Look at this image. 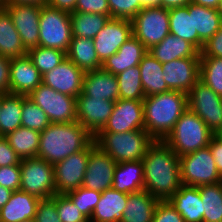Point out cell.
I'll return each instance as SVG.
<instances>
[{
    "instance_id": "obj_1",
    "label": "cell",
    "mask_w": 222,
    "mask_h": 222,
    "mask_svg": "<svg viewBox=\"0 0 222 222\" xmlns=\"http://www.w3.org/2000/svg\"><path fill=\"white\" fill-rule=\"evenodd\" d=\"M144 190L159 200H168L181 187L180 158L163 141H155L142 160Z\"/></svg>"
},
{
    "instance_id": "obj_2",
    "label": "cell",
    "mask_w": 222,
    "mask_h": 222,
    "mask_svg": "<svg viewBox=\"0 0 222 222\" xmlns=\"http://www.w3.org/2000/svg\"><path fill=\"white\" fill-rule=\"evenodd\" d=\"M95 137L80 123H51L40 132L37 157L48 163H55L66 159L87 148Z\"/></svg>"
},
{
    "instance_id": "obj_3",
    "label": "cell",
    "mask_w": 222,
    "mask_h": 222,
    "mask_svg": "<svg viewBox=\"0 0 222 222\" xmlns=\"http://www.w3.org/2000/svg\"><path fill=\"white\" fill-rule=\"evenodd\" d=\"M187 109V94L181 91L170 90L145 97V130L155 141H163Z\"/></svg>"
},
{
    "instance_id": "obj_4",
    "label": "cell",
    "mask_w": 222,
    "mask_h": 222,
    "mask_svg": "<svg viewBox=\"0 0 222 222\" xmlns=\"http://www.w3.org/2000/svg\"><path fill=\"white\" fill-rule=\"evenodd\" d=\"M213 135L206 123L187 109L163 142L180 157L207 147Z\"/></svg>"
},
{
    "instance_id": "obj_5",
    "label": "cell",
    "mask_w": 222,
    "mask_h": 222,
    "mask_svg": "<svg viewBox=\"0 0 222 222\" xmlns=\"http://www.w3.org/2000/svg\"><path fill=\"white\" fill-rule=\"evenodd\" d=\"M96 145L117 163L142 161L147 149L155 142L145 129L124 133H98Z\"/></svg>"
},
{
    "instance_id": "obj_6",
    "label": "cell",
    "mask_w": 222,
    "mask_h": 222,
    "mask_svg": "<svg viewBox=\"0 0 222 222\" xmlns=\"http://www.w3.org/2000/svg\"><path fill=\"white\" fill-rule=\"evenodd\" d=\"M39 28V46L67 53L73 37L69 13L48 5L42 6Z\"/></svg>"
},
{
    "instance_id": "obj_7",
    "label": "cell",
    "mask_w": 222,
    "mask_h": 222,
    "mask_svg": "<svg viewBox=\"0 0 222 222\" xmlns=\"http://www.w3.org/2000/svg\"><path fill=\"white\" fill-rule=\"evenodd\" d=\"M133 36L148 50L162 42L170 33L168 9L143 7L131 20Z\"/></svg>"
},
{
    "instance_id": "obj_8",
    "label": "cell",
    "mask_w": 222,
    "mask_h": 222,
    "mask_svg": "<svg viewBox=\"0 0 222 222\" xmlns=\"http://www.w3.org/2000/svg\"><path fill=\"white\" fill-rule=\"evenodd\" d=\"M20 190L37 198L48 199L56 194L54 166L39 157L21 159Z\"/></svg>"
},
{
    "instance_id": "obj_9",
    "label": "cell",
    "mask_w": 222,
    "mask_h": 222,
    "mask_svg": "<svg viewBox=\"0 0 222 222\" xmlns=\"http://www.w3.org/2000/svg\"><path fill=\"white\" fill-rule=\"evenodd\" d=\"M180 178L183 185L199 187L221 182L209 146L180 156Z\"/></svg>"
},
{
    "instance_id": "obj_10",
    "label": "cell",
    "mask_w": 222,
    "mask_h": 222,
    "mask_svg": "<svg viewBox=\"0 0 222 222\" xmlns=\"http://www.w3.org/2000/svg\"><path fill=\"white\" fill-rule=\"evenodd\" d=\"M46 114L51 123H71L77 121L76 98L56 92L41 83L28 96Z\"/></svg>"
},
{
    "instance_id": "obj_11",
    "label": "cell",
    "mask_w": 222,
    "mask_h": 222,
    "mask_svg": "<svg viewBox=\"0 0 222 222\" xmlns=\"http://www.w3.org/2000/svg\"><path fill=\"white\" fill-rule=\"evenodd\" d=\"M188 109L197 114L216 134L222 127V96L200 80L187 94Z\"/></svg>"
},
{
    "instance_id": "obj_12",
    "label": "cell",
    "mask_w": 222,
    "mask_h": 222,
    "mask_svg": "<svg viewBox=\"0 0 222 222\" xmlns=\"http://www.w3.org/2000/svg\"><path fill=\"white\" fill-rule=\"evenodd\" d=\"M95 140L84 150L71 154L66 159L55 163L54 184L56 194H66L82 187L90 152L96 147Z\"/></svg>"
},
{
    "instance_id": "obj_13",
    "label": "cell",
    "mask_w": 222,
    "mask_h": 222,
    "mask_svg": "<svg viewBox=\"0 0 222 222\" xmlns=\"http://www.w3.org/2000/svg\"><path fill=\"white\" fill-rule=\"evenodd\" d=\"M41 7L33 4L3 5L10 15L25 49L39 46Z\"/></svg>"
},
{
    "instance_id": "obj_14",
    "label": "cell",
    "mask_w": 222,
    "mask_h": 222,
    "mask_svg": "<svg viewBox=\"0 0 222 222\" xmlns=\"http://www.w3.org/2000/svg\"><path fill=\"white\" fill-rule=\"evenodd\" d=\"M145 129L143 101L118 99L107 124L99 133H124Z\"/></svg>"
},
{
    "instance_id": "obj_15",
    "label": "cell",
    "mask_w": 222,
    "mask_h": 222,
    "mask_svg": "<svg viewBox=\"0 0 222 222\" xmlns=\"http://www.w3.org/2000/svg\"><path fill=\"white\" fill-rule=\"evenodd\" d=\"M133 36L129 19L110 18L104 28L93 38L94 47L101 63L116 54L120 46Z\"/></svg>"
},
{
    "instance_id": "obj_16",
    "label": "cell",
    "mask_w": 222,
    "mask_h": 222,
    "mask_svg": "<svg viewBox=\"0 0 222 222\" xmlns=\"http://www.w3.org/2000/svg\"><path fill=\"white\" fill-rule=\"evenodd\" d=\"M114 104V101L93 99L81 92L76 98L77 122L95 137L107 124Z\"/></svg>"
},
{
    "instance_id": "obj_17",
    "label": "cell",
    "mask_w": 222,
    "mask_h": 222,
    "mask_svg": "<svg viewBox=\"0 0 222 222\" xmlns=\"http://www.w3.org/2000/svg\"><path fill=\"white\" fill-rule=\"evenodd\" d=\"M163 78L170 90L188 94L200 80V57H187L162 63Z\"/></svg>"
},
{
    "instance_id": "obj_18",
    "label": "cell",
    "mask_w": 222,
    "mask_h": 222,
    "mask_svg": "<svg viewBox=\"0 0 222 222\" xmlns=\"http://www.w3.org/2000/svg\"><path fill=\"white\" fill-rule=\"evenodd\" d=\"M85 72L67 57L54 69L42 75V83L56 92L77 98L82 92Z\"/></svg>"
},
{
    "instance_id": "obj_19",
    "label": "cell",
    "mask_w": 222,
    "mask_h": 222,
    "mask_svg": "<svg viewBox=\"0 0 222 222\" xmlns=\"http://www.w3.org/2000/svg\"><path fill=\"white\" fill-rule=\"evenodd\" d=\"M116 165L115 160L96 146L90 152L82 187L99 192L112 188Z\"/></svg>"
},
{
    "instance_id": "obj_20",
    "label": "cell",
    "mask_w": 222,
    "mask_h": 222,
    "mask_svg": "<svg viewBox=\"0 0 222 222\" xmlns=\"http://www.w3.org/2000/svg\"><path fill=\"white\" fill-rule=\"evenodd\" d=\"M41 83L42 75L28 54L11 58L10 94L29 96Z\"/></svg>"
},
{
    "instance_id": "obj_21",
    "label": "cell",
    "mask_w": 222,
    "mask_h": 222,
    "mask_svg": "<svg viewBox=\"0 0 222 222\" xmlns=\"http://www.w3.org/2000/svg\"><path fill=\"white\" fill-rule=\"evenodd\" d=\"M82 92L90 98H101L116 102L119 99V86L116 75L105 70L87 71L83 77Z\"/></svg>"
},
{
    "instance_id": "obj_22",
    "label": "cell",
    "mask_w": 222,
    "mask_h": 222,
    "mask_svg": "<svg viewBox=\"0 0 222 222\" xmlns=\"http://www.w3.org/2000/svg\"><path fill=\"white\" fill-rule=\"evenodd\" d=\"M148 49L134 36L124 42L116 54L108 57L102 63V69L114 75L128 68L139 66Z\"/></svg>"
},
{
    "instance_id": "obj_23",
    "label": "cell",
    "mask_w": 222,
    "mask_h": 222,
    "mask_svg": "<svg viewBox=\"0 0 222 222\" xmlns=\"http://www.w3.org/2000/svg\"><path fill=\"white\" fill-rule=\"evenodd\" d=\"M40 199L24 192L15 190L9 201L0 209V222H23L34 219Z\"/></svg>"
},
{
    "instance_id": "obj_24",
    "label": "cell",
    "mask_w": 222,
    "mask_h": 222,
    "mask_svg": "<svg viewBox=\"0 0 222 222\" xmlns=\"http://www.w3.org/2000/svg\"><path fill=\"white\" fill-rule=\"evenodd\" d=\"M168 201L185 222H203V202L199 187L182 184Z\"/></svg>"
},
{
    "instance_id": "obj_25",
    "label": "cell",
    "mask_w": 222,
    "mask_h": 222,
    "mask_svg": "<svg viewBox=\"0 0 222 222\" xmlns=\"http://www.w3.org/2000/svg\"><path fill=\"white\" fill-rule=\"evenodd\" d=\"M128 194L113 187L101 192V197L89 220L93 222H121Z\"/></svg>"
},
{
    "instance_id": "obj_26",
    "label": "cell",
    "mask_w": 222,
    "mask_h": 222,
    "mask_svg": "<svg viewBox=\"0 0 222 222\" xmlns=\"http://www.w3.org/2000/svg\"><path fill=\"white\" fill-rule=\"evenodd\" d=\"M148 53L160 63L180 58L200 57V51L193 44L170 33L162 42L152 46Z\"/></svg>"
},
{
    "instance_id": "obj_27",
    "label": "cell",
    "mask_w": 222,
    "mask_h": 222,
    "mask_svg": "<svg viewBox=\"0 0 222 222\" xmlns=\"http://www.w3.org/2000/svg\"><path fill=\"white\" fill-rule=\"evenodd\" d=\"M112 187L122 193L129 194L144 189V170L142 161L117 163Z\"/></svg>"
},
{
    "instance_id": "obj_28",
    "label": "cell",
    "mask_w": 222,
    "mask_h": 222,
    "mask_svg": "<svg viewBox=\"0 0 222 222\" xmlns=\"http://www.w3.org/2000/svg\"><path fill=\"white\" fill-rule=\"evenodd\" d=\"M189 13H193L194 33L200 38V51L203 45L217 33L222 25V16L218 9L188 4Z\"/></svg>"
},
{
    "instance_id": "obj_29",
    "label": "cell",
    "mask_w": 222,
    "mask_h": 222,
    "mask_svg": "<svg viewBox=\"0 0 222 222\" xmlns=\"http://www.w3.org/2000/svg\"><path fill=\"white\" fill-rule=\"evenodd\" d=\"M159 199L146 190L129 193L121 222H152Z\"/></svg>"
},
{
    "instance_id": "obj_30",
    "label": "cell",
    "mask_w": 222,
    "mask_h": 222,
    "mask_svg": "<svg viewBox=\"0 0 222 222\" xmlns=\"http://www.w3.org/2000/svg\"><path fill=\"white\" fill-rule=\"evenodd\" d=\"M139 67L145 97L170 91L163 78L162 63L156 58L147 52L139 63Z\"/></svg>"
},
{
    "instance_id": "obj_31",
    "label": "cell",
    "mask_w": 222,
    "mask_h": 222,
    "mask_svg": "<svg viewBox=\"0 0 222 222\" xmlns=\"http://www.w3.org/2000/svg\"><path fill=\"white\" fill-rule=\"evenodd\" d=\"M27 54L12 19L4 8H0V55L7 58Z\"/></svg>"
},
{
    "instance_id": "obj_32",
    "label": "cell",
    "mask_w": 222,
    "mask_h": 222,
    "mask_svg": "<svg viewBox=\"0 0 222 222\" xmlns=\"http://www.w3.org/2000/svg\"><path fill=\"white\" fill-rule=\"evenodd\" d=\"M66 56L84 72L101 69L102 67L93 39L72 37Z\"/></svg>"
},
{
    "instance_id": "obj_33",
    "label": "cell",
    "mask_w": 222,
    "mask_h": 222,
    "mask_svg": "<svg viewBox=\"0 0 222 222\" xmlns=\"http://www.w3.org/2000/svg\"><path fill=\"white\" fill-rule=\"evenodd\" d=\"M170 34L187 40L200 51V38L194 33L193 13H189L188 5L168 9Z\"/></svg>"
},
{
    "instance_id": "obj_34",
    "label": "cell",
    "mask_w": 222,
    "mask_h": 222,
    "mask_svg": "<svg viewBox=\"0 0 222 222\" xmlns=\"http://www.w3.org/2000/svg\"><path fill=\"white\" fill-rule=\"evenodd\" d=\"M23 95L2 94L0 136H6L21 127Z\"/></svg>"
},
{
    "instance_id": "obj_35",
    "label": "cell",
    "mask_w": 222,
    "mask_h": 222,
    "mask_svg": "<svg viewBox=\"0 0 222 222\" xmlns=\"http://www.w3.org/2000/svg\"><path fill=\"white\" fill-rule=\"evenodd\" d=\"M4 137L20 159L37 157L40 132L21 126Z\"/></svg>"
},
{
    "instance_id": "obj_36",
    "label": "cell",
    "mask_w": 222,
    "mask_h": 222,
    "mask_svg": "<svg viewBox=\"0 0 222 222\" xmlns=\"http://www.w3.org/2000/svg\"><path fill=\"white\" fill-rule=\"evenodd\" d=\"M109 19L108 15L74 12L70 14L72 36L93 39Z\"/></svg>"
},
{
    "instance_id": "obj_37",
    "label": "cell",
    "mask_w": 222,
    "mask_h": 222,
    "mask_svg": "<svg viewBox=\"0 0 222 222\" xmlns=\"http://www.w3.org/2000/svg\"><path fill=\"white\" fill-rule=\"evenodd\" d=\"M203 202V222H222V184L199 186Z\"/></svg>"
},
{
    "instance_id": "obj_38",
    "label": "cell",
    "mask_w": 222,
    "mask_h": 222,
    "mask_svg": "<svg viewBox=\"0 0 222 222\" xmlns=\"http://www.w3.org/2000/svg\"><path fill=\"white\" fill-rule=\"evenodd\" d=\"M119 86V99L143 101L145 94L142 88L139 66H134L116 75Z\"/></svg>"
},
{
    "instance_id": "obj_39",
    "label": "cell",
    "mask_w": 222,
    "mask_h": 222,
    "mask_svg": "<svg viewBox=\"0 0 222 222\" xmlns=\"http://www.w3.org/2000/svg\"><path fill=\"white\" fill-rule=\"evenodd\" d=\"M27 54L41 75L57 67L67 57L66 52L42 46L29 49Z\"/></svg>"
},
{
    "instance_id": "obj_40",
    "label": "cell",
    "mask_w": 222,
    "mask_h": 222,
    "mask_svg": "<svg viewBox=\"0 0 222 222\" xmlns=\"http://www.w3.org/2000/svg\"><path fill=\"white\" fill-rule=\"evenodd\" d=\"M200 81L222 96L221 57H200Z\"/></svg>"
},
{
    "instance_id": "obj_41",
    "label": "cell",
    "mask_w": 222,
    "mask_h": 222,
    "mask_svg": "<svg viewBox=\"0 0 222 222\" xmlns=\"http://www.w3.org/2000/svg\"><path fill=\"white\" fill-rule=\"evenodd\" d=\"M50 124L47 114L28 96L23 95L21 126L42 132Z\"/></svg>"
},
{
    "instance_id": "obj_42",
    "label": "cell",
    "mask_w": 222,
    "mask_h": 222,
    "mask_svg": "<svg viewBox=\"0 0 222 222\" xmlns=\"http://www.w3.org/2000/svg\"><path fill=\"white\" fill-rule=\"evenodd\" d=\"M66 195L72 200L80 212L90 219L92 212L100 200L101 192L79 187L78 189L66 193Z\"/></svg>"
},
{
    "instance_id": "obj_43",
    "label": "cell",
    "mask_w": 222,
    "mask_h": 222,
    "mask_svg": "<svg viewBox=\"0 0 222 222\" xmlns=\"http://www.w3.org/2000/svg\"><path fill=\"white\" fill-rule=\"evenodd\" d=\"M56 209L61 222H86L88 220L66 194H56Z\"/></svg>"
},
{
    "instance_id": "obj_44",
    "label": "cell",
    "mask_w": 222,
    "mask_h": 222,
    "mask_svg": "<svg viewBox=\"0 0 222 222\" xmlns=\"http://www.w3.org/2000/svg\"><path fill=\"white\" fill-rule=\"evenodd\" d=\"M110 18L132 20L144 7L140 0H108Z\"/></svg>"
},
{
    "instance_id": "obj_45",
    "label": "cell",
    "mask_w": 222,
    "mask_h": 222,
    "mask_svg": "<svg viewBox=\"0 0 222 222\" xmlns=\"http://www.w3.org/2000/svg\"><path fill=\"white\" fill-rule=\"evenodd\" d=\"M34 220L35 222H61L56 209V194L39 201Z\"/></svg>"
},
{
    "instance_id": "obj_46",
    "label": "cell",
    "mask_w": 222,
    "mask_h": 222,
    "mask_svg": "<svg viewBox=\"0 0 222 222\" xmlns=\"http://www.w3.org/2000/svg\"><path fill=\"white\" fill-rule=\"evenodd\" d=\"M152 222H185L168 200H159Z\"/></svg>"
},
{
    "instance_id": "obj_47",
    "label": "cell",
    "mask_w": 222,
    "mask_h": 222,
    "mask_svg": "<svg viewBox=\"0 0 222 222\" xmlns=\"http://www.w3.org/2000/svg\"><path fill=\"white\" fill-rule=\"evenodd\" d=\"M0 185L12 191L19 190L21 186L20 165L1 166Z\"/></svg>"
},
{
    "instance_id": "obj_48",
    "label": "cell",
    "mask_w": 222,
    "mask_h": 222,
    "mask_svg": "<svg viewBox=\"0 0 222 222\" xmlns=\"http://www.w3.org/2000/svg\"><path fill=\"white\" fill-rule=\"evenodd\" d=\"M75 12L103 14L110 17L108 0H77Z\"/></svg>"
},
{
    "instance_id": "obj_49",
    "label": "cell",
    "mask_w": 222,
    "mask_h": 222,
    "mask_svg": "<svg viewBox=\"0 0 222 222\" xmlns=\"http://www.w3.org/2000/svg\"><path fill=\"white\" fill-rule=\"evenodd\" d=\"M200 57H221L222 58V25L200 51Z\"/></svg>"
},
{
    "instance_id": "obj_50",
    "label": "cell",
    "mask_w": 222,
    "mask_h": 222,
    "mask_svg": "<svg viewBox=\"0 0 222 222\" xmlns=\"http://www.w3.org/2000/svg\"><path fill=\"white\" fill-rule=\"evenodd\" d=\"M20 157L9 145L5 137L0 136V167L20 165Z\"/></svg>"
},
{
    "instance_id": "obj_51",
    "label": "cell",
    "mask_w": 222,
    "mask_h": 222,
    "mask_svg": "<svg viewBox=\"0 0 222 222\" xmlns=\"http://www.w3.org/2000/svg\"><path fill=\"white\" fill-rule=\"evenodd\" d=\"M10 58L0 55V93L10 94Z\"/></svg>"
},
{
    "instance_id": "obj_52",
    "label": "cell",
    "mask_w": 222,
    "mask_h": 222,
    "mask_svg": "<svg viewBox=\"0 0 222 222\" xmlns=\"http://www.w3.org/2000/svg\"><path fill=\"white\" fill-rule=\"evenodd\" d=\"M210 152L215 160L219 174L222 176V140L215 134L211 137L209 143Z\"/></svg>"
},
{
    "instance_id": "obj_53",
    "label": "cell",
    "mask_w": 222,
    "mask_h": 222,
    "mask_svg": "<svg viewBox=\"0 0 222 222\" xmlns=\"http://www.w3.org/2000/svg\"><path fill=\"white\" fill-rule=\"evenodd\" d=\"M76 2L77 0H48L47 5L63 12L72 14L75 12Z\"/></svg>"
},
{
    "instance_id": "obj_54",
    "label": "cell",
    "mask_w": 222,
    "mask_h": 222,
    "mask_svg": "<svg viewBox=\"0 0 222 222\" xmlns=\"http://www.w3.org/2000/svg\"><path fill=\"white\" fill-rule=\"evenodd\" d=\"M191 0H160V6L165 9L187 6Z\"/></svg>"
},
{
    "instance_id": "obj_55",
    "label": "cell",
    "mask_w": 222,
    "mask_h": 222,
    "mask_svg": "<svg viewBox=\"0 0 222 222\" xmlns=\"http://www.w3.org/2000/svg\"><path fill=\"white\" fill-rule=\"evenodd\" d=\"M47 3L48 0H3L4 5L33 4L37 6H45Z\"/></svg>"
},
{
    "instance_id": "obj_56",
    "label": "cell",
    "mask_w": 222,
    "mask_h": 222,
    "mask_svg": "<svg viewBox=\"0 0 222 222\" xmlns=\"http://www.w3.org/2000/svg\"><path fill=\"white\" fill-rule=\"evenodd\" d=\"M220 2L221 0H191V3L214 9L219 8Z\"/></svg>"
},
{
    "instance_id": "obj_57",
    "label": "cell",
    "mask_w": 222,
    "mask_h": 222,
    "mask_svg": "<svg viewBox=\"0 0 222 222\" xmlns=\"http://www.w3.org/2000/svg\"><path fill=\"white\" fill-rule=\"evenodd\" d=\"M12 190L0 185V209L9 201Z\"/></svg>"
},
{
    "instance_id": "obj_58",
    "label": "cell",
    "mask_w": 222,
    "mask_h": 222,
    "mask_svg": "<svg viewBox=\"0 0 222 222\" xmlns=\"http://www.w3.org/2000/svg\"><path fill=\"white\" fill-rule=\"evenodd\" d=\"M144 7L160 6V0H140Z\"/></svg>"
},
{
    "instance_id": "obj_59",
    "label": "cell",
    "mask_w": 222,
    "mask_h": 222,
    "mask_svg": "<svg viewBox=\"0 0 222 222\" xmlns=\"http://www.w3.org/2000/svg\"><path fill=\"white\" fill-rule=\"evenodd\" d=\"M215 135L222 140V127Z\"/></svg>"
},
{
    "instance_id": "obj_60",
    "label": "cell",
    "mask_w": 222,
    "mask_h": 222,
    "mask_svg": "<svg viewBox=\"0 0 222 222\" xmlns=\"http://www.w3.org/2000/svg\"><path fill=\"white\" fill-rule=\"evenodd\" d=\"M218 10H219V13H220L221 16H222V0H221V2H220V6H219Z\"/></svg>"
},
{
    "instance_id": "obj_61",
    "label": "cell",
    "mask_w": 222,
    "mask_h": 222,
    "mask_svg": "<svg viewBox=\"0 0 222 222\" xmlns=\"http://www.w3.org/2000/svg\"><path fill=\"white\" fill-rule=\"evenodd\" d=\"M2 94L0 93V112H1Z\"/></svg>"
},
{
    "instance_id": "obj_62",
    "label": "cell",
    "mask_w": 222,
    "mask_h": 222,
    "mask_svg": "<svg viewBox=\"0 0 222 222\" xmlns=\"http://www.w3.org/2000/svg\"><path fill=\"white\" fill-rule=\"evenodd\" d=\"M23 222H35L34 219H29V220H26V221H23Z\"/></svg>"
},
{
    "instance_id": "obj_63",
    "label": "cell",
    "mask_w": 222,
    "mask_h": 222,
    "mask_svg": "<svg viewBox=\"0 0 222 222\" xmlns=\"http://www.w3.org/2000/svg\"><path fill=\"white\" fill-rule=\"evenodd\" d=\"M3 0H0V8H3Z\"/></svg>"
}]
</instances>
